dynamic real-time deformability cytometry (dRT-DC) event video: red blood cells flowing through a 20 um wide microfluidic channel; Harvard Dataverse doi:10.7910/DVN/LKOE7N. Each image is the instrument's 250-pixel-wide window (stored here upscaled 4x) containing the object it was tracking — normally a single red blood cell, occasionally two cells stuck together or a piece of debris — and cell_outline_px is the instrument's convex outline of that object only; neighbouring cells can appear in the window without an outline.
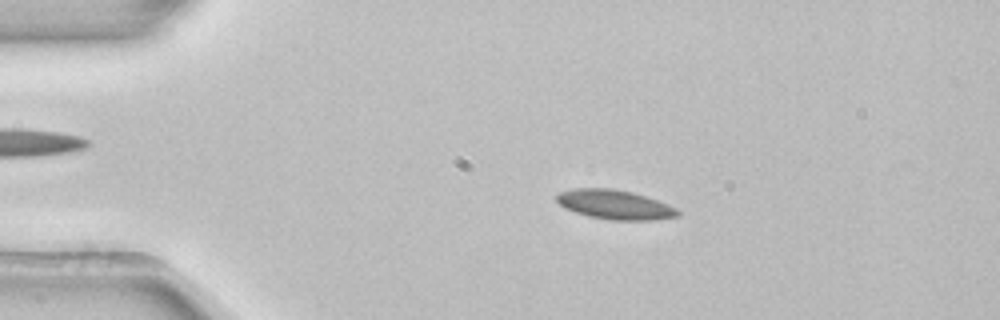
{"species": "common noctule bat (a hibernating species)", "species_latin": "Nyctalus noctula", "temperature_condition": "room temperature", "stored_images_in_passage": 50, "camera_frame_rate_fps": 3000, "um_per_image_px": 0.085, "animal": {"sex": "female", "body_mass_g": 22.7, "forearm_length_mm": 54.2}, "frame": {"image": 1, "passage_image": 8, "time_ms": 2.333, "image_size_px": [1000, 320], "cell_outline_px": [[680, 216], [656, 220], [608, 220], [588, 216], [564, 208], [556, 200], [556, 196], [560, 192], [576, 188], [612, 188], [632, 192], [668, 204], [676, 208], [680, 212]], "centroid_in_image_um": [52.27, 17.4], "position_along_channel_um": 32.7, "area_um2": 20.75}}
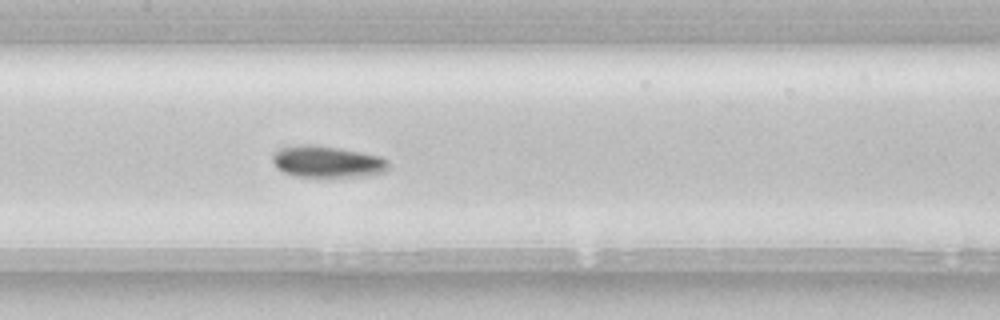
{"frame": {"image": 2, "passage_image": 23, "time_ms": 7.333, "image_size_px": [1000, 320], "cell_outline_px": [[388, 168], [384, 172], [356, 176], [296, 176], [284, 172], [276, 168], [272, 160], [272, 156], [280, 148], [300, 144], [316, 144], [340, 148], [380, 156], [388, 160]], "centroid_in_image_um": [27.78, 13.72], "position_along_channel_um": 179.6, "area_um2": 21.15}}
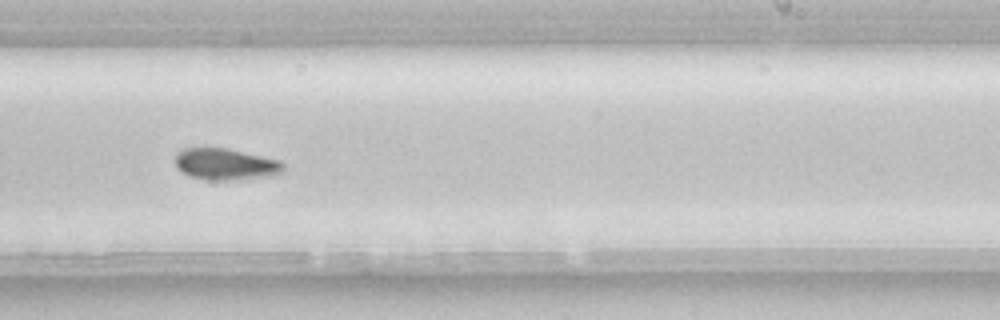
{"frame": {"image": 3, "passage_image": 30, "time_ms": 9.667, "image_size_px": [1000, 320], "cell_outline_px": [[284, 172], [272, 176], [228, 180], [208, 180], [188, 176], [176, 168], [176, 152], [184, 148], [228, 148], [280, 160], [284, 164]], "centroid_in_image_um": [19.18, 13.96], "position_along_channel_um": 269.8, "area_um2": 20.06}}